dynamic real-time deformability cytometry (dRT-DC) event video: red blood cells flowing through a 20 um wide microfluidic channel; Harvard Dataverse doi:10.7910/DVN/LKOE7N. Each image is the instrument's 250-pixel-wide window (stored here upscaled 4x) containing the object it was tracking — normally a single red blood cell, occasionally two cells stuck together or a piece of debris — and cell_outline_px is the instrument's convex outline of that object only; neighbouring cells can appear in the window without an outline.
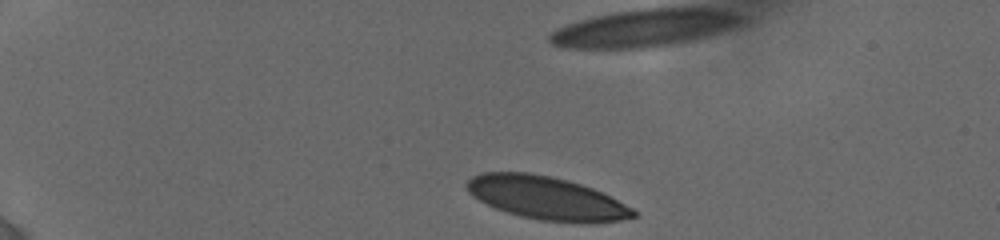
{"species": "human", "species_latin": "Homo sapiens", "temperature_condition": "cold", "stored_images_in_passage": 10, "camera_frame_rate_fps": 3000, "um_per_image_px": 0.085, "donor": {"sex": "female"}, "frame": {"image": 1, "passage_image": 1, "time_ms": 0.0, "image_size_px": [1000, 240], "cell_outline_px": [[636, 216], [620, 220], [540, 220], [520, 216], [496, 208], [472, 196], [468, 192], [464, 184], [472, 176], [484, 172], [528, 172], [568, 180], [592, 188], [632, 208], [636, 212]], "centroid_in_image_um": [46.33, 16.78], "position_along_channel_um": 38.7, "area_um2": 40.46}}